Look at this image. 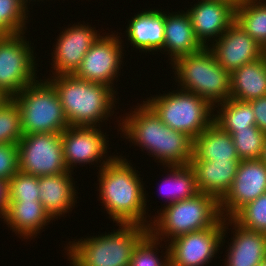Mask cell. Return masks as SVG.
Instances as JSON below:
<instances>
[{"label":"cell","instance_id":"6da1fadb","mask_svg":"<svg viewBox=\"0 0 266 266\" xmlns=\"http://www.w3.org/2000/svg\"><path fill=\"white\" fill-rule=\"evenodd\" d=\"M118 120L121 138L146 150L164 167L190 164L193 156V139L186 133L165 125L155 111L143 100ZM130 113V114H129ZM125 117V118H124ZM122 122V123H121ZM123 136V137H122Z\"/></svg>","mask_w":266,"mask_h":266},{"label":"cell","instance_id":"7a4b0ae2","mask_svg":"<svg viewBox=\"0 0 266 266\" xmlns=\"http://www.w3.org/2000/svg\"><path fill=\"white\" fill-rule=\"evenodd\" d=\"M124 157L117 155L98 169L99 199L113 223L149 227L145 183L139 171Z\"/></svg>","mask_w":266,"mask_h":266},{"label":"cell","instance_id":"3957f363","mask_svg":"<svg viewBox=\"0 0 266 266\" xmlns=\"http://www.w3.org/2000/svg\"><path fill=\"white\" fill-rule=\"evenodd\" d=\"M47 79L59 95L69 126L102 127L101 124L114 114L119 99L115 96L117 89L75 75H53Z\"/></svg>","mask_w":266,"mask_h":266},{"label":"cell","instance_id":"277c9868","mask_svg":"<svg viewBox=\"0 0 266 266\" xmlns=\"http://www.w3.org/2000/svg\"><path fill=\"white\" fill-rule=\"evenodd\" d=\"M116 231L69 241L65 253L70 266H129L138 242L149 232L139 224H115ZM110 233V234H109ZM76 241V242H75Z\"/></svg>","mask_w":266,"mask_h":266},{"label":"cell","instance_id":"5b68a950","mask_svg":"<svg viewBox=\"0 0 266 266\" xmlns=\"http://www.w3.org/2000/svg\"><path fill=\"white\" fill-rule=\"evenodd\" d=\"M157 212L156 217H150L149 232L165 243L180 235L213 227L223 218L220 201L202 192L167 206L164 204Z\"/></svg>","mask_w":266,"mask_h":266},{"label":"cell","instance_id":"8992f818","mask_svg":"<svg viewBox=\"0 0 266 266\" xmlns=\"http://www.w3.org/2000/svg\"><path fill=\"white\" fill-rule=\"evenodd\" d=\"M170 64L178 88L201 96L213 107L230 98L231 73L219 65L208 47Z\"/></svg>","mask_w":266,"mask_h":266},{"label":"cell","instance_id":"52a82bcc","mask_svg":"<svg viewBox=\"0 0 266 266\" xmlns=\"http://www.w3.org/2000/svg\"><path fill=\"white\" fill-rule=\"evenodd\" d=\"M12 99L19 107L24 134L62 133L69 127L59 95L48 79L38 78Z\"/></svg>","mask_w":266,"mask_h":266},{"label":"cell","instance_id":"ba28073f","mask_svg":"<svg viewBox=\"0 0 266 266\" xmlns=\"http://www.w3.org/2000/svg\"><path fill=\"white\" fill-rule=\"evenodd\" d=\"M179 89V90H178ZM171 129L193 140L214 122V107L201 96L182 90L151 96L145 101Z\"/></svg>","mask_w":266,"mask_h":266},{"label":"cell","instance_id":"9c48e42d","mask_svg":"<svg viewBox=\"0 0 266 266\" xmlns=\"http://www.w3.org/2000/svg\"><path fill=\"white\" fill-rule=\"evenodd\" d=\"M24 34L0 35V90L11 98L38 79L36 52Z\"/></svg>","mask_w":266,"mask_h":266},{"label":"cell","instance_id":"30bf717a","mask_svg":"<svg viewBox=\"0 0 266 266\" xmlns=\"http://www.w3.org/2000/svg\"><path fill=\"white\" fill-rule=\"evenodd\" d=\"M19 171L34 176L67 172L61 133L24 134L18 142Z\"/></svg>","mask_w":266,"mask_h":266},{"label":"cell","instance_id":"8fae6325","mask_svg":"<svg viewBox=\"0 0 266 266\" xmlns=\"http://www.w3.org/2000/svg\"><path fill=\"white\" fill-rule=\"evenodd\" d=\"M228 227L222 218L213 227L172 239L168 242L170 266H207L225 243Z\"/></svg>","mask_w":266,"mask_h":266},{"label":"cell","instance_id":"7c38bea8","mask_svg":"<svg viewBox=\"0 0 266 266\" xmlns=\"http://www.w3.org/2000/svg\"><path fill=\"white\" fill-rule=\"evenodd\" d=\"M102 33L85 54L79 69L74 74L77 78L92 83L103 84L114 89L118 81L119 70L123 66L124 41L113 31ZM123 44V45H122ZM115 80V81H114Z\"/></svg>","mask_w":266,"mask_h":266},{"label":"cell","instance_id":"4fadbf2b","mask_svg":"<svg viewBox=\"0 0 266 266\" xmlns=\"http://www.w3.org/2000/svg\"><path fill=\"white\" fill-rule=\"evenodd\" d=\"M109 135L98 126H69L61 133L62 149L65 165L68 171L74 167L86 164L100 163L99 169L108 164L114 157L107 152ZM108 154V155H107ZM109 156V157H108Z\"/></svg>","mask_w":266,"mask_h":266},{"label":"cell","instance_id":"5bb4252c","mask_svg":"<svg viewBox=\"0 0 266 266\" xmlns=\"http://www.w3.org/2000/svg\"><path fill=\"white\" fill-rule=\"evenodd\" d=\"M78 24V25H77ZM75 23L63 29L53 45L52 75H74L79 69L82 60L92 44L100 36L95 26L92 28L89 23ZM70 26V27H69ZM95 29V30H94ZM54 59V60H53Z\"/></svg>","mask_w":266,"mask_h":266},{"label":"cell","instance_id":"9a60e30c","mask_svg":"<svg viewBox=\"0 0 266 266\" xmlns=\"http://www.w3.org/2000/svg\"><path fill=\"white\" fill-rule=\"evenodd\" d=\"M266 193V165L261 159L240 160L230 190L220 200L223 218H231L247 203Z\"/></svg>","mask_w":266,"mask_h":266},{"label":"cell","instance_id":"2e32d148","mask_svg":"<svg viewBox=\"0 0 266 266\" xmlns=\"http://www.w3.org/2000/svg\"><path fill=\"white\" fill-rule=\"evenodd\" d=\"M207 47L219 65L229 73L261 58L266 53V50L247 34L236 20Z\"/></svg>","mask_w":266,"mask_h":266},{"label":"cell","instance_id":"e0dca14e","mask_svg":"<svg viewBox=\"0 0 266 266\" xmlns=\"http://www.w3.org/2000/svg\"><path fill=\"white\" fill-rule=\"evenodd\" d=\"M186 10L199 42L207 47L235 21V6L222 0H201ZM213 40H212V39ZM208 39V40H207Z\"/></svg>","mask_w":266,"mask_h":266},{"label":"cell","instance_id":"ac0fdd59","mask_svg":"<svg viewBox=\"0 0 266 266\" xmlns=\"http://www.w3.org/2000/svg\"><path fill=\"white\" fill-rule=\"evenodd\" d=\"M161 10V11H160ZM145 9L128 21L125 33L131 46L139 52H161L164 55L165 11ZM163 49V50H162Z\"/></svg>","mask_w":266,"mask_h":266},{"label":"cell","instance_id":"d6986e66","mask_svg":"<svg viewBox=\"0 0 266 266\" xmlns=\"http://www.w3.org/2000/svg\"><path fill=\"white\" fill-rule=\"evenodd\" d=\"M224 225H230L234 230L224 266H258L266 259L265 233L244 229L231 218H224Z\"/></svg>","mask_w":266,"mask_h":266},{"label":"cell","instance_id":"ffe728a7","mask_svg":"<svg viewBox=\"0 0 266 266\" xmlns=\"http://www.w3.org/2000/svg\"><path fill=\"white\" fill-rule=\"evenodd\" d=\"M72 174L71 171H67L60 174L39 176L40 201L53 220L65 216L69 211H72L77 203L79 197H77L78 192H76Z\"/></svg>","mask_w":266,"mask_h":266},{"label":"cell","instance_id":"44dd1931","mask_svg":"<svg viewBox=\"0 0 266 266\" xmlns=\"http://www.w3.org/2000/svg\"><path fill=\"white\" fill-rule=\"evenodd\" d=\"M240 160H191L197 188L219 201L230 190Z\"/></svg>","mask_w":266,"mask_h":266},{"label":"cell","instance_id":"7402d4cb","mask_svg":"<svg viewBox=\"0 0 266 266\" xmlns=\"http://www.w3.org/2000/svg\"><path fill=\"white\" fill-rule=\"evenodd\" d=\"M204 46L196 38L190 16L184 10L165 12L164 53L171 60L195 53Z\"/></svg>","mask_w":266,"mask_h":266},{"label":"cell","instance_id":"603a6c76","mask_svg":"<svg viewBox=\"0 0 266 266\" xmlns=\"http://www.w3.org/2000/svg\"><path fill=\"white\" fill-rule=\"evenodd\" d=\"M1 219L19 238L27 240L35 238L53 221L41 201H9L7 211Z\"/></svg>","mask_w":266,"mask_h":266},{"label":"cell","instance_id":"cb8c5ba5","mask_svg":"<svg viewBox=\"0 0 266 266\" xmlns=\"http://www.w3.org/2000/svg\"><path fill=\"white\" fill-rule=\"evenodd\" d=\"M266 96V53L231 73L230 98L249 102Z\"/></svg>","mask_w":266,"mask_h":266},{"label":"cell","instance_id":"d4e9b609","mask_svg":"<svg viewBox=\"0 0 266 266\" xmlns=\"http://www.w3.org/2000/svg\"><path fill=\"white\" fill-rule=\"evenodd\" d=\"M191 160H240L232 135L214 122L193 140Z\"/></svg>","mask_w":266,"mask_h":266},{"label":"cell","instance_id":"484cf974","mask_svg":"<svg viewBox=\"0 0 266 266\" xmlns=\"http://www.w3.org/2000/svg\"><path fill=\"white\" fill-rule=\"evenodd\" d=\"M165 168L168 170V174H166L167 177L163 178V186L159 187L161 189V191L159 189V192L166 198V206L174 202L189 199L200 193L197 188L195 173L190 164L168 166V168L166 166Z\"/></svg>","mask_w":266,"mask_h":266},{"label":"cell","instance_id":"4316f807","mask_svg":"<svg viewBox=\"0 0 266 266\" xmlns=\"http://www.w3.org/2000/svg\"><path fill=\"white\" fill-rule=\"evenodd\" d=\"M214 110L217 112L214 113V123L230 135L236 130L256 126L254 111L248 102L229 98L216 105Z\"/></svg>","mask_w":266,"mask_h":266},{"label":"cell","instance_id":"83f0119b","mask_svg":"<svg viewBox=\"0 0 266 266\" xmlns=\"http://www.w3.org/2000/svg\"><path fill=\"white\" fill-rule=\"evenodd\" d=\"M266 0H242L235 8V20L266 50Z\"/></svg>","mask_w":266,"mask_h":266},{"label":"cell","instance_id":"f1b7e54d","mask_svg":"<svg viewBox=\"0 0 266 266\" xmlns=\"http://www.w3.org/2000/svg\"><path fill=\"white\" fill-rule=\"evenodd\" d=\"M28 7L21 0H0V35L25 33Z\"/></svg>","mask_w":266,"mask_h":266},{"label":"cell","instance_id":"f546056e","mask_svg":"<svg viewBox=\"0 0 266 266\" xmlns=\"http://www.w3.org/2000/svg\"><path fill=\"white\" fill-rule=\"evenodd\" d=\"M162 241L148 232L136 245L129 266H170L168 243H165V255L162 253L160 258L157 255L160 252L158 248H163Z\"/></svg>","mask_w":266,"mask_h":266},{"label":"cell","instance_id":"4dcf8cb0","mask_svg":"<svg viewBox=\"0 0 266 266\" xmlns=\"http://www.w3.org/2000/svg\"><path fill=\"white\" fill-rule=\"evenodd\" d=\"M265 137L257 126L236 130L232 138L240 160L261 159Z\"/></svg>","mask_w":266,"mask_h":266},{"label":"cell","instance_id":"1f68e13d","mask_svg":"<svg viewBox=\"0 0 266 266\" xmlns=\"http://www.w3.org/2000/svg\"><path fill=\"white\" fill-rule=\"evenodd\" d=\"M231 219L244 229L266 233V193L247 203Z\"/></svg>","mask_w":266,"mask_h":266},{"label":"cell","instance_id":"d6a6232c","mask_svg":"<svg viewBox=\"0 0 266 266\" xmlns=\"http://www.w3.org/2000/svg\"><path fill=\"white\" fill-rule=\"evenodd\" d=\"M23 135L21 113L11 99L0 108V144L18 145Z\"/></svg>","mask_w":266,"mask_h":266},{"label":"cell","instance_id":"836d02e7","mask_svg":"<svg viewBox=\"0 0 266 266\" xmlns=\"http://www.w3.org/2000/svg\"><path fill=\"white\" fill-rule=\"evenodd\" d=\"M39 177L18 171L9 179V201H40Z\"/></svg>","mask_w":266,"mask_h":266},{"label":"cell","instance_id":"e575fe53","mask_svg":"<svg viewBox=\"0 0 266 266\" xmlns=\"http://www.w3.org/2000/svg\"><path fill=\"white\" fill-rule=\"evenodd\" d=\"M19 171L18 147L0 144V179L9 180Z\"/></svg>","mask_w":266,"mask_h":266},{"label":"cell","instance_id":"d590c367","mask_svg":"<svg viewBox=\"0 0 266 266\" xmlns=\"http://www.w3.org/2000/svg\"><path fill=\"white\" fill-rule=\"evenodd\" d=\"M255 115L256 126L266 134V96L248 102Z\"/></svg>","mask_w":266,"mask_h":266},{"label":"cell","instance_id":"8d00e7d4","mask_svg":"<svg viewBox=\"0 0 266 266\" xmlns=\"http://www.w3.org/2000/svg\"><path fill=\"white\" fill-rule=\"evenodd\" d=\"M9 203V180L0 179V218L7 211Z\"/></svg>","mask_w":266,"mask_h":266},{"label":"cell","instance_id":"74e56055","mask_svg":"<svg viewBox=\"0 0 266 266\" xmlns=\"http://www.w3.org/2000/svg\"><path fill=\"white\" fill-rule=\"evenodd\" d=\"M12 98L7 95L3 90H0V108H2Z\"/></svg>","mask_w":266,"mask_h":266},{"label":"cell","instance_id":"f35d334b","mask_svg":"<svg viewBox=\"0 0 266 266\" xmlns=\"http://www.w3.org/2000/svg\"><path fill=\"white\" fill-rule=\"evenodd\" d=\"M261 160L266 165V137L264 140V146H263V152H262Z\"/></svg>","mask_w":266,"mask_h":266},{"label":"cell","instance_id":"ab89813d","mask_svg":"<svg viewBox=\"0 0 266 266\" xmlns=\"http://www.w3.org/2000/svg\"><path fill=\"white\" fill-rule=\"evenodd\" d=\"M222 1L229 2L236 7L242 0H222Z\"/></svg>","mask_w":266,"mask_h":266},{"label":"cell","instance_id":"60d3db41","mask_svg":"<svg viewBox=\"0 0 266 266\" xmlns=\"http://www.w3.org/2000/svg\"><path fill=\"white\" fill-rule=\"evenodd\" d=\"M21 1H22L23 3H25L27 6L30 5V2H31V1L36 2V0H21ZM38 1H39V2H40V1L43 2V0H37V2H38ZM46 1H47V0H46ZM28 3H29V4H28Z\"/></svg>","mask_w":266,"mask_h":266},{"label":"cell","instance_id":"b9f144b4","mask_svg":"<svg viewBox=\"0 0 266 266\" xmlns=\"http://www.w3.org/2000/svg\"><path fill=\"white\" fill-rule=\"evenodd\" d=\"M258 266H266V259L262 263H260Z\"/></svg>","mask_w":266,"mask_h":266}]
</instances>
